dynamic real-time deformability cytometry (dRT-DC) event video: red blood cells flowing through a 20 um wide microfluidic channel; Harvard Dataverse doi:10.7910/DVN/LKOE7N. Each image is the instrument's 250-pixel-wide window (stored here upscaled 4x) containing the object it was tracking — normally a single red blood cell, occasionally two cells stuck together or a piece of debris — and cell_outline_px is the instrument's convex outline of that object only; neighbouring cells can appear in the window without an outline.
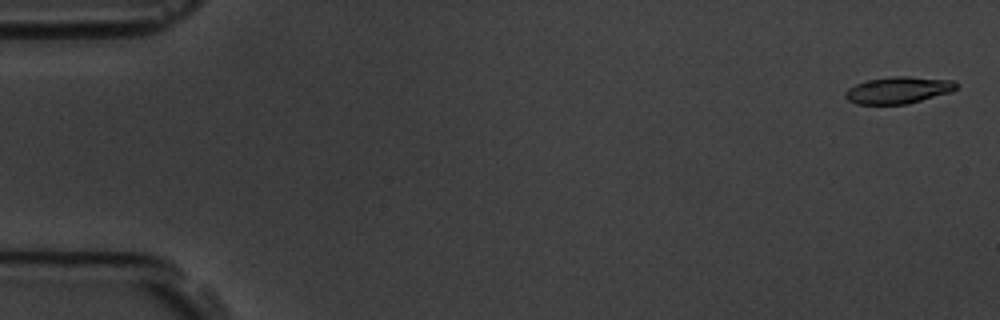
{"species": "common noctule bat (a hibernating species)", "species_latin": "Nyctalus noctula", "temperature_condition": "room temperature", "stored_images_in_passage": 5, "camera_frame_rate_fps": 3000, "um_per_image_px": 0.085, "animal": {"sex": "male", "body_mass_g": 19.5, "forearm_length_mm": 54.6}, "frame": {"image": 1, "passage_image": 1, "time_ms": 0.0, "image_size_px": [1000, 320], "cell_outline_px": [[956, 88], [952, 92], [908, 104], [856, 104], [848, 100], [844, 96], [844, 92], [848, 88], [856, 84], [868, 80], [892, 76], [908, 76], [952, 80], [956, 84]], "centroid_in_image_um": [76.34, 7.66], "position_along_channel_um": 8.7, "area_um2": 17.4}}